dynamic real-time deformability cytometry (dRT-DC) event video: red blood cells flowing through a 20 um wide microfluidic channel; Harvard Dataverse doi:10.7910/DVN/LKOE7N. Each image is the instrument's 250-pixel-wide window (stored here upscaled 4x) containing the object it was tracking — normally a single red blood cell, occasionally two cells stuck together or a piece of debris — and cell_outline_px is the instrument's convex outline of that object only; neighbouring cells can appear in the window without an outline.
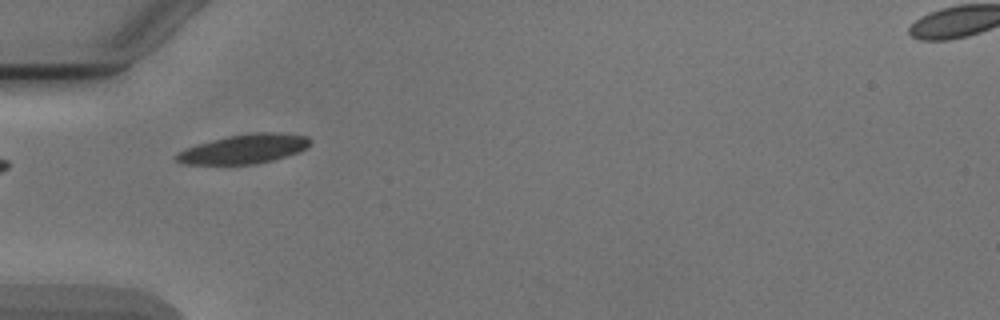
{"species": "Egyptian fruit bat (a non-hibernating species)", "species_latin": "Rousettus aegyptiacus", "temperature_condition": "cold", "stored_images_in_passage": 5, "camera_frame_rate_fps": 3000, "um_per_image_px": 0.085, "animal": {"sex": "male"}, "frame": {"image": 1, "passage_image": 3, "time_ms": 2.333, "image_size_px": [1000, 320], "cell_outline_px": [[312, 140], [300, 152], [272, 160], [256, 164], [184, 164], [176, 160], [172, 156], [176, 152], [184, 148], [196, 144], [228, 136], [256, 132], [280, 132], [308, 136]], "centroid_in_image_um": [20.71, 12.66], "position_along_channel_um": 64.3, "area_um2": 22.95}}
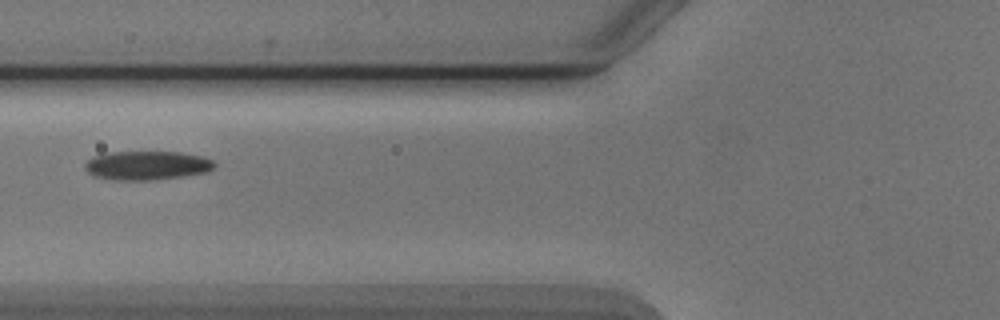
{"frame": {"image": 2, "passage_image": 4, "time_ms": 3.667, "image_size_px": [1000, 320], "cell_outline_px": [[216, 164], [208, 172], [184, 176], [152, 180], [116, 180], [92, 176], [84, 168], [84, 164], [92, 156], [104, 152], [180, 152], [204, 156], [212, 160]], "centroid_in_image_um": [12.47, 14.06], "position_along_channel_um": 113.3, "area_um2": 22.08}}
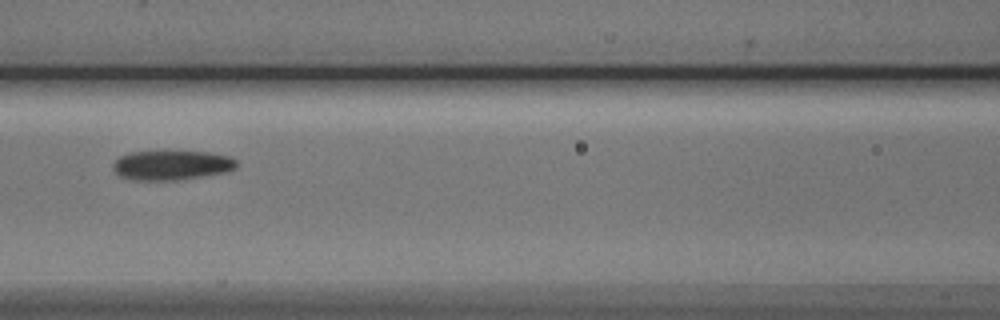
{"frame": {"image": 3, "passage_image": 5, "time_ms": 4.667, "image_size_px": [1000, 320], "cell_outline_px": [[236, 168], [224, 172], [176, 180], [132, 180], [120, 176], [112, 168], [112, 164], [120, 156], [128, 152], [208, 152], [228, 156], [236, 160]], "centroid_in_image_um": [14.54, 14.04], "position_along_channel_um": 152.1, "area_um2": 20.98}}